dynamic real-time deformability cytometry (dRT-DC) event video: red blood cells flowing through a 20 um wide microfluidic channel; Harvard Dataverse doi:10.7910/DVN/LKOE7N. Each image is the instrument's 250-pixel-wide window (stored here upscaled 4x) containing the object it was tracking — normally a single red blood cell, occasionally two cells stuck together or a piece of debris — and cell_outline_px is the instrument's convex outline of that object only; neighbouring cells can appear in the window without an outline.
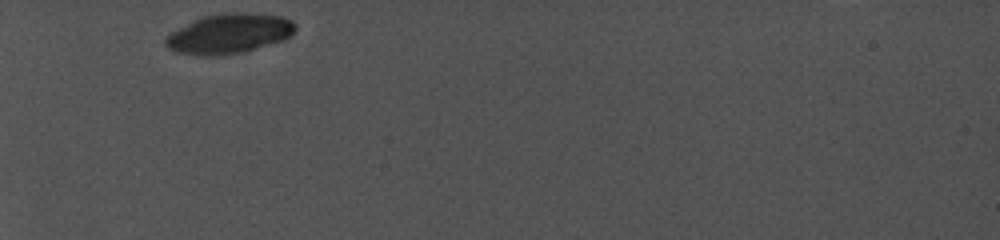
{"species": "common noctule bat (a hibernating species)", "species_latin": "Nyctalus noctula", "temperature_condition": "cold", "stored_images_in_passage": 4, "camera_frame_rate_fps": 5000, "um_per_image_px": 0.085, "animal": {"sex": "female", "body_mass_g": 19.0, "forearm_length_mm": 56.7}, "frame": {"image": 1, "passage_image": 1, "time_ms": 0.0, "image_size_px": [1000, 240], "cell_outline_px": [[296, 28], [284, 40], [244, 52], [220, 56], [200, 56], [176, 52], [168, 48], [164, 44], [164, 36], [192, 20], [200, 16], [220, 12], [248, 12], [284, 16], [292, 20], [296, 24]], "centroid_in_image_um": [19.44, 2.85], "position_along_channel_um": 65.6, "area_um2": 30.81}}